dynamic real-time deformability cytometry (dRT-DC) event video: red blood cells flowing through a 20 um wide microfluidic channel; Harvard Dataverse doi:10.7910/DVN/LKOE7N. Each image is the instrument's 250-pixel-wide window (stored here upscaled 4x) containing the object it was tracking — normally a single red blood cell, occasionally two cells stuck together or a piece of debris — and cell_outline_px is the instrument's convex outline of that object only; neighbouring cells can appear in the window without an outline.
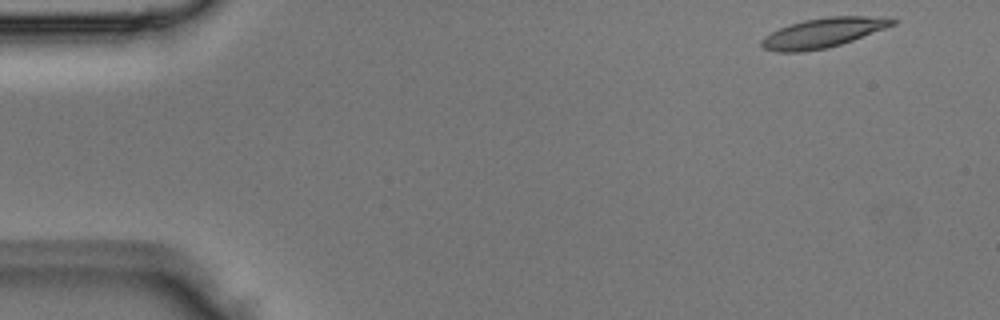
{"species": "Egyptian fruit bat (a non-hibernating species)", "species_latin": "Rousettus aegyptiacus", "temperature_condition": "room temperature", "stored_images_in_passage": 4, "camera_frame_rate_fps": 3000, "um_per_image_px": 0.085, "animal": {"sex": "male"}, "frame": {"image": 1, "passage_image": 1, "time_ms": 0.0, "image_size_px": [1000, 320], "cell_outline_px": [[900, 20], [896, 24], [852, 40], [828, 48], [800, 52], [776, 52], [764, 48], [760, 44], [760, 40], [764, 36], [788, 24], [804, 20], [828, 16], [892, 16]], "centroid_in_image_um": [70.01, 2.77], "position_along_channel_um": 15.0, "area_um2": 22.83}}